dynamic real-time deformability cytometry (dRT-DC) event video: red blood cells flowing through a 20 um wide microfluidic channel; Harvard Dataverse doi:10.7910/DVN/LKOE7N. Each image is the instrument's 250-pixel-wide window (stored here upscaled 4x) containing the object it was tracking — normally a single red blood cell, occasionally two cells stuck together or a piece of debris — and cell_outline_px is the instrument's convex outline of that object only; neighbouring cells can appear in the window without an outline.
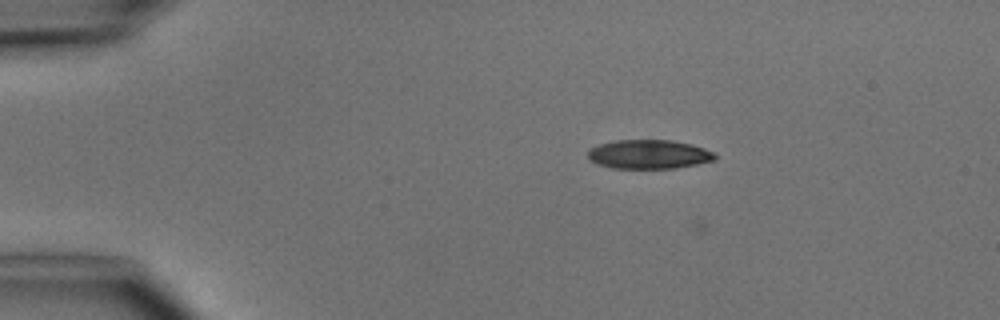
{"species": "common noctule bat (a hibernating species)", "species_latin": "Nyctalus noctula", "temperature_condition": "cold", "stored_images_in_passage": 5, "camera_frame_rate_fps": 3000, "um_per_image_px": 0.085, "animal": {"sex": "male", "body_mass_g": 15.6}, "frame": {"image": 1, "passage_image": 3, "time_ms": 2.333, "image_size_px": [1000, 320], "cell_outline_px": [[716, 160], [676, 168], [612, 168], [596, 164], [588, 160], [588, 152], [592, 148], [600, 144], [616, 140], [672, 140], [692, 144], [716, 152]], "centroid_in_image_um": [55.18, 13.12], "position_along_channel_um": 29.8, "area_um2": 21.62}}
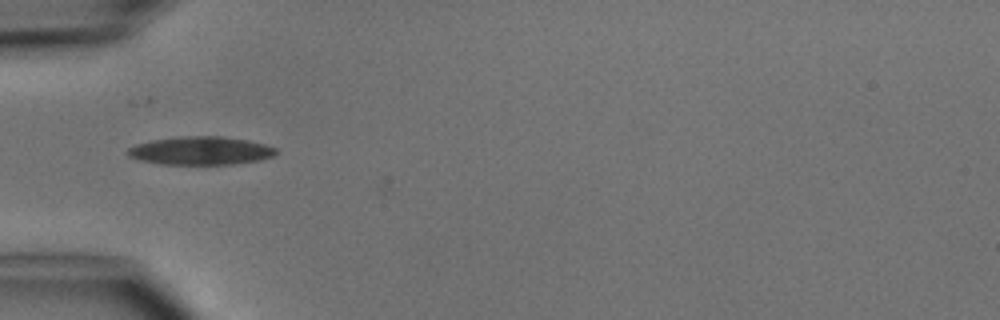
{"frame": {"image": 2, "passage_image": 5, "time_ms": 4.667, "image_size_px": [1000, 320], "cell_outline_px": [[276, 152], [272, 156], [260, 160], [236, 164], [160, 164], [140, 160], [128, 156], [124, 152], [128, 148], [136, 144], [152, 140], [184, 136], [220, 136], [248, 140], [264, 144], [276, 148]], "centroid_in_image_um": [17.03, 12.81], "position_along_channel_um": 68.0, "area_um2": 24.39}}